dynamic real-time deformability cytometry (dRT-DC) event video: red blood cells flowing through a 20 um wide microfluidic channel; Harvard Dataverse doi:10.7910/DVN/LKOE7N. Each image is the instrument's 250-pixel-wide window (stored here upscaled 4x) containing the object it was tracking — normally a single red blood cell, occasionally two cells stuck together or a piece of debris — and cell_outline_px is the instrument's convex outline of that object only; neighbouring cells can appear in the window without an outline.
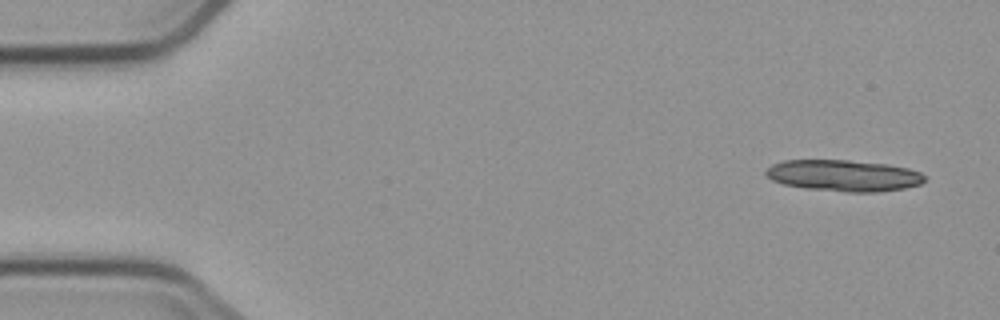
{"species": "common noctule bat (a hibernating species)", "species_latin": "Nyctalus noctula", "temperature_condition": "cold", "stored_images_in_passage": 6, "camera_frame_rate_fps": 3000, "um_per_image_px": 0.085, "animal": {"sex": "male", "body_mass_g": 23.1, "forearm_length_mm": 52.7}, "frame": {"image": 1, "passage_image": 1, "time_ms": 0.0, "image_size_px": [1000, 320], "cell_outline_px": [[928, 176], [920, 184], [904, 188], [876, 192], [844, 192], [804, 188], [784, 184], [772, 180], [764, 172], [772, 164], [784, 160], [848, 160], [888, 164], [908, 168], [920, 172]], "centroid_in_image_um": [71.73, 14.92], "position_along_channel_um": 13.3, "area_um2": 29.13}}
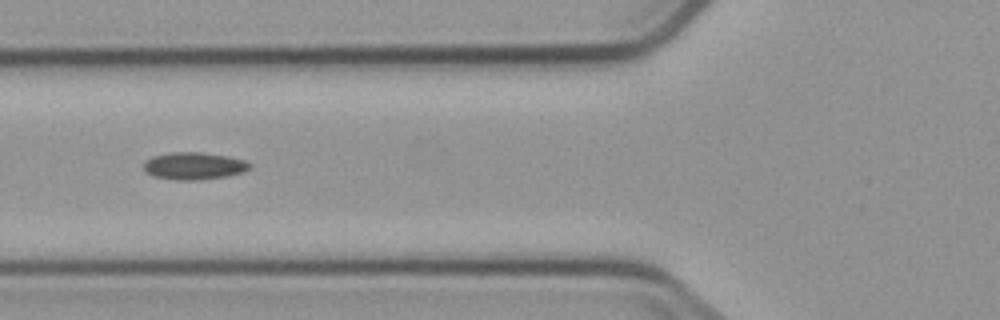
{"frame": {"image": 2, "passage_image": 6, "time_ms": 6.0, "image_size_px": [1000, 320], "cell_outline_px": [[252, 164], [248, 168], [240, 172], [224, 176], [192, 180], [180, 180], [152, 176], [144, 172], [144, 160], [152, 156], [172, 152], [200, 152], [228, 156], [244, 160]], "centroid_in_image_um": [16.41, 14.08], "position_along_channel_um": 109.4, "area_um2": 16.65}}